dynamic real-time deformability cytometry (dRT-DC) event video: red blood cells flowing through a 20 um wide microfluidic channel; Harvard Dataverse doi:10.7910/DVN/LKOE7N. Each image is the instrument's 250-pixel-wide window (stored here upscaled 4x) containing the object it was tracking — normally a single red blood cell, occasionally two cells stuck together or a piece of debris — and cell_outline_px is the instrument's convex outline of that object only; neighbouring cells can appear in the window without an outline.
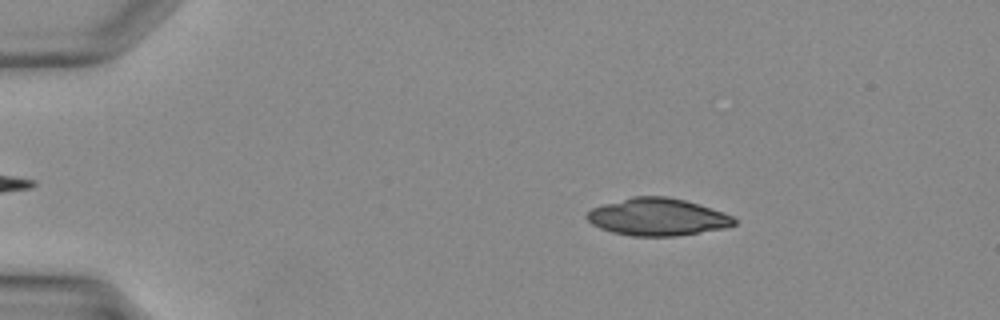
{"species": "Egyptian fruit bat (a non-hibernating species)", "species_latin": "Rousettus aegyptiacus", "temperature_condition": "warm", "stored_images_in_passage": 14, "camera_frame_rate_fps": 3000, "um_per_image_px": 0.085, "animal": {"sex": "female"}, "frame": {"image": 1, "passage_image": 6, "time_ms": 1.667, "image_size_px": [1000, 320], "cell_outline_px": [[736, 224], [724, 228], [672, 236], [632, 236], [612, 232], [600, 228], [592, 224], [584, 216], [592, 208], [604, 204], [632, 196], [664, 196], [684, 200], [732, 216], [736, 220]], "centroid_in_image_um": [55.83, 18.44], "position_along_channel_um": 29.2, "area_um2": 31.56}}